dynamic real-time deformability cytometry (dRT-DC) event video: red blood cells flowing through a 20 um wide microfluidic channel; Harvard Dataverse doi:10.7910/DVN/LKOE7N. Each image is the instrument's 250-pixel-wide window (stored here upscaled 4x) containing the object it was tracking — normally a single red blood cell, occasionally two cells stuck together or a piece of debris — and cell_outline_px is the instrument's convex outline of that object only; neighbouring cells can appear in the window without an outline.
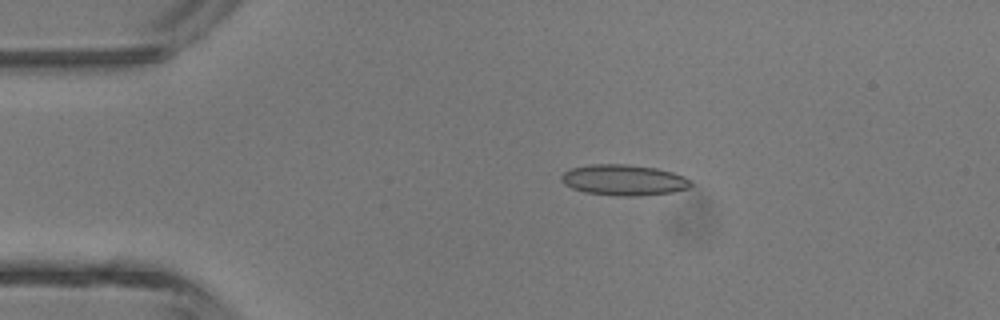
{"species": "common noctule bat (a hibernating species)", "species_latin": "Nyctalus noctula", "temperature_condition": "room temperature", "stored_images_in_passage": 4, "camera_frame_rate_fps": 3000, "um_per_image_px": 0.085, "animal": {"sex": "male", "body_mass_g": 13.3}, "frame": {"image": 1, "passage_image": 2, "time_ms": 2.0, "image_size_px": [1000, 320], "cell_outline_px": [[692, 184], [688, 188], [672, 192], [640, 196], [616, 196], [584, 192], [572, 188], [564, 184], [560, 180], [560, 176], [564, 172], [572, 168], [588, 164], [628, 164], [656, 168], [672, 172], [684, 176]], "centroid_in_image_um": [52.98, 15.3], "position_along_channel_um": 32.0, "area_um2": 23.35}}
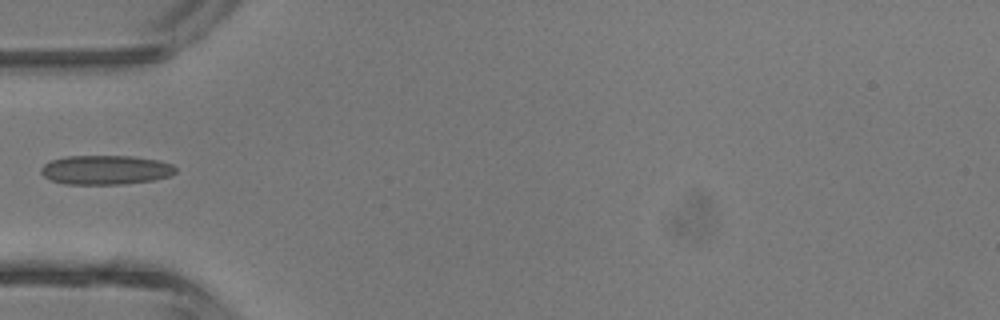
{"frame": {"image": 2, "passage_image": 4, "time_ms": 4.0, "image_size_px": [1000, 320], "cell_outline_px": [[176, 172], [172, 176], [152, 180], [124, 184], [64, 184], [52, 180], [44, 176], [40, 172], [40, 168], [44, 164], [52, 160], [68, 156], [132, 156], [160, 160], [172, 164], [176, 168]], "centroid_in_image_um": [9.01, 14.44], "position_along_channel_um": 76.0, "area_um2": 23.06}}